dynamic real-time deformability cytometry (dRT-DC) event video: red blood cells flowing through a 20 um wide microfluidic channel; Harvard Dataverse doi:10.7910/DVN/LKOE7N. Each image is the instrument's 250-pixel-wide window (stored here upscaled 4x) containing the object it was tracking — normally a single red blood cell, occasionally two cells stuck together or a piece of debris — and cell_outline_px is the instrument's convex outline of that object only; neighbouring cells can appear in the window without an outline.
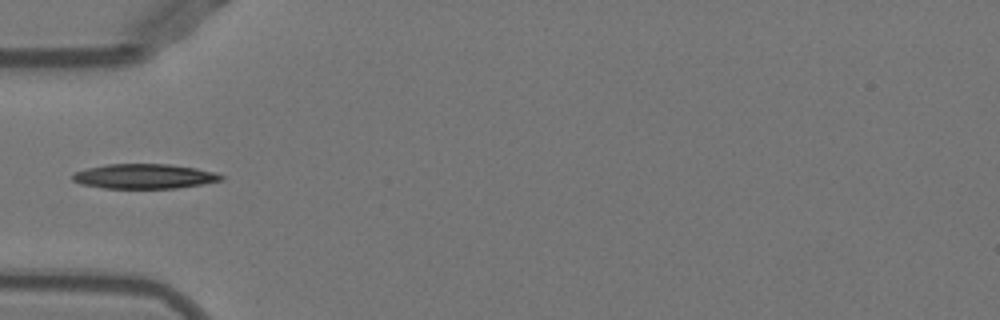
{"species": "Egyptian fruit bat (a non-hibernating species)", "species_latin": "Rousettus aegyptiacus", "temperature_condition": "warm", "stored_images_in_passage": 35, "camera_frame_rate_fps": 3000, "um_per_image_px": 0.085, "animal": {"sex": "female"}, "frame": {"image": 1, "passage_image": 1, "time_ms": 0.0, "image_size_px": [1000, 320], "cell_outline_px": [[224, 180], [176, 188], [104, 188], [80, 184], [72, 180], [72, 176], [76, 172], [88, 168], [108, 164], [168, 164], [196, 168], [216, 172], [224, 176]], "centroid_in_image_um": [12.28, 14.98], "position_along_channel_um": 72.7, "area_um2": 21.33}}
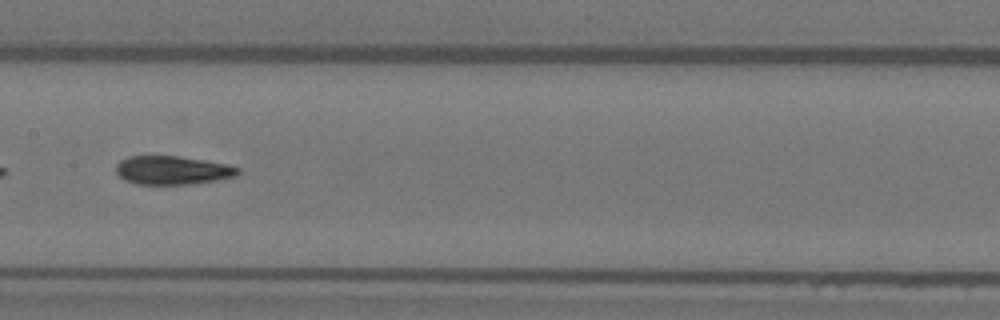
{"frame": {"image": 2, "passage_image": 10, "time_ms": 3.0, "image_size_px": [1000, 320], "cell_outline_px": [[240, 172], [236, 176], [216, 180], [192, 184], [136, 184], [124, 180], [116, 172], [116, 164], [120, 160], [128, 156], [180, 156], [228, 164], [240, 168]], "centroid_in_image_um": [14.66, 14.47], "position_along_channel_um": 192.7, "area_um2": 20.4}}
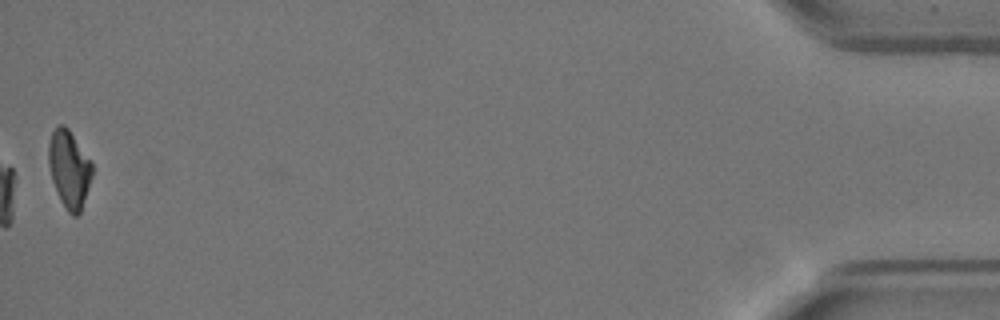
{"frame": {"image": 3, "passage_image": 35, "time_ms": 11.333, "image_size_px": [1000, 320], "cell_outline_px": [[92, 176], [80, 212], [76, 216], [72, 216], [68, 212], [60, 200], [52, 180], [48, 164], [48, 144], [52, 132], [60, 124], [64, 124], [68, 128], [92, 164]], "centroid_in_image_um": [5.86, 14.38], "position_along_channel_um": 429.3, "area_um2": 19.36}}